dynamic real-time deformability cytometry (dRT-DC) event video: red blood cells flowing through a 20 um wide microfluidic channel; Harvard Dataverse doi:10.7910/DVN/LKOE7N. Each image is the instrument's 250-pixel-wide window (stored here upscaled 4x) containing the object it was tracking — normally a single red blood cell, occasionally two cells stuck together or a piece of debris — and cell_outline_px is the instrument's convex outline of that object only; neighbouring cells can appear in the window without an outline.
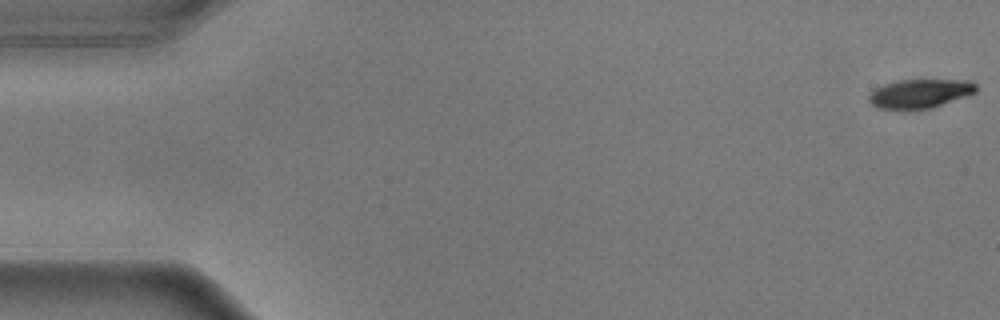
{"species": "common noctule bat (a hibernating species)", "species_latin": "Nyctalus noctula", "temperature_condition": "warm", "stored_images_in_passage": 56, "camera_frame_rate_fps": 3000, "um_per_image_px": 0.085, "animal": {"sex": "male", "body_mass_g": 17.9}, "frame": {"image": 1, "passage_image": 1, "time_ms": 0.0, "image_size_px": [1000, 320], "cell_outline_px": [[976, 92], [968, 96], [928, 108], [876, 108], [868, 100], [868, 96], [876, 88], [884, 84], [896, 80], [972, 80], [976, 84]], "centroid_in_image_um": [78.21, 7.93], "position_along_channel_um": 6.8, "area_um2": 17.8}}
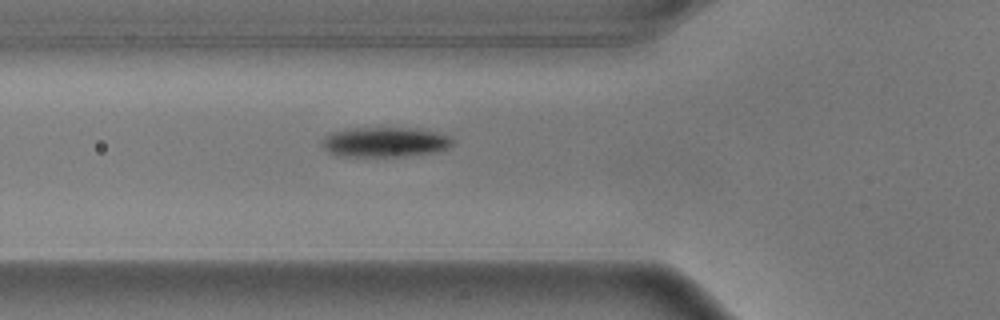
{"frame": {"image": 2, "passage_image": 20, "time_ms": 6.333, "image_size_px": [1000, 320], "cell_outline_px": [[452, 144], [448, 148], [432, 152], [404, 156], [340, 156], [328, 152], [320, 144], [320, 140], [332, 132], [356, 128], [416, 128], [436, 132], [452, 136]], "centroid_in_image_um": [32.7, 12.07], "position_along_channel_um": 93.1, "area_um2": 22.66}}
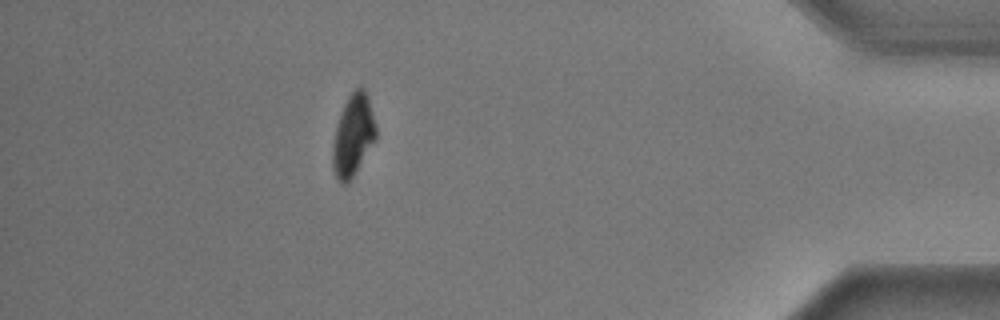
{"frame": {"image": 3, "passage_image": 50, "time_ms": 16.333, "image_size_px": [1000, 320], "cell_outline_px": [[376, 140], [356, 172], [348, 184], [340, 184], [336, 180], [332, 168], [332, 144], [336, 128], [344, 104], [348, 96], [356, 88], [364, 88], [368, 96], [376, 128]], "centroid_in_image_um": [30.0, 11.57], "position_along_channel_um": 405.2, "area_um2": 20.69}, "authors_computed_cell_mechanics": {"area_um2": 21.675, "velocity_mm_per_s": 3.604, "shape_relaxation_time_tau1_ms": 1.9649, "shape_relaxation_time_tau2_ms": 2.1333, "deformation_change_tau1": 0.1401, "deformation_change_tau2": 0.0368}}